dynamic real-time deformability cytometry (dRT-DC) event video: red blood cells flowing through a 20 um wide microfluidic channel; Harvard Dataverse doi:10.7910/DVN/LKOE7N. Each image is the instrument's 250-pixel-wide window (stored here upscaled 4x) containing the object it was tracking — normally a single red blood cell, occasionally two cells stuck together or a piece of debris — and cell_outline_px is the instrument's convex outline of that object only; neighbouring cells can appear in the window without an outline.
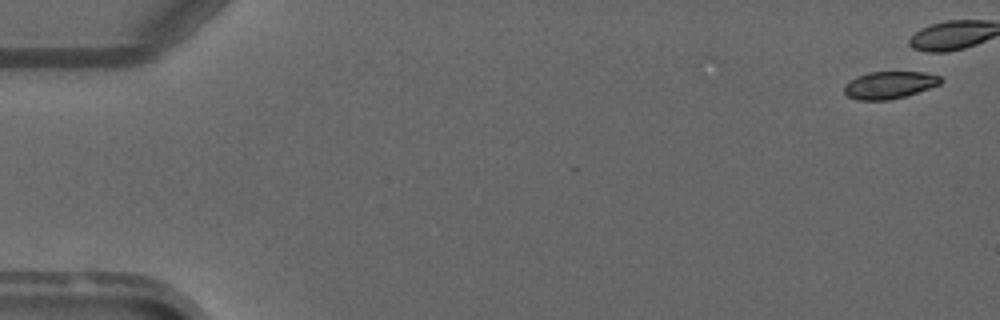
{"species": "common noctule bat (a hibernating species)", "species_latin": "Nyctalus noctula", "temperature_condition": "warm", "stored_images_in_passage": 2, "camera_frame_rate_fps": 3000, "um_per_image_px": 0.085, "animal": {"sex": "male", "forearm_length_mm": 52.5}, "frame": {"image": 1, "passage_image": 1, "time_ms": 0.0, "image_size_px": [1000, 320], "cell_outline_px": [[944, 80], [940, 84], [904, 96], [888, 100], [856, 100], [848, 96], [844, 92], [844, 84], [848, 80], [856, 76], [868, 72], [924, 72], [940, 76]], "centroid_in_image_um": [75.56, 7.21], "position_along_channel_um": 9.4, "area_um2": 15.37}}